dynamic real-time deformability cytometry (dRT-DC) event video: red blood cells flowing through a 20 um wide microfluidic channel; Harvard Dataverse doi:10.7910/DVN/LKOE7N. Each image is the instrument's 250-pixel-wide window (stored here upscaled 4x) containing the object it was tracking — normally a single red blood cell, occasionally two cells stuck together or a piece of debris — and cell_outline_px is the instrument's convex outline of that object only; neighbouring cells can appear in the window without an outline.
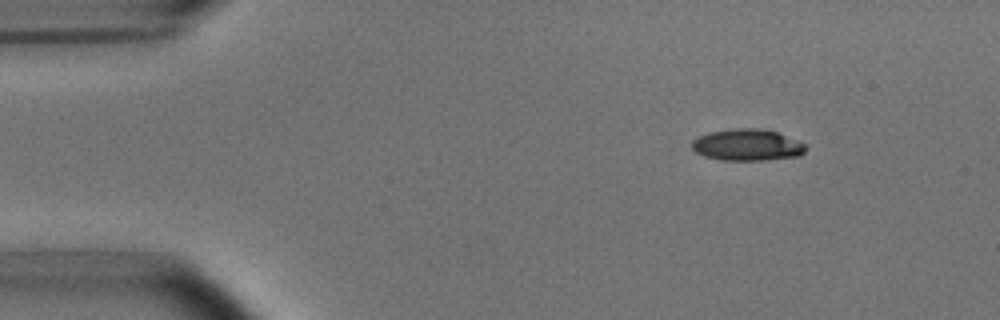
{"species": "common noctule bat (a hibernating species)", "species_latin": "Nyctalus noctula", "temperature_condition": "room temperature", "stored_images_in_passage": 4, "camera_frame_rate_fps": 3000, "um_per_image_px": 0.085, "animal": {"sex": "male", "body_mass_g": 15.6}, "frame": {"image": 1, "passage_image": 2, "time_ms": 1.0, "image_size_px": [1000, 320], "cell_outline_px": [[804, 152], [800, 156], [764, 160], [720, 160], [704, 156], [696, 152], [692, 148], [692, 140], [708, 132], [736, 128], [760, 128], [776, 132], [796, 140], [804, 144]], "centroid_in_image_um": [63.48, 12.32], "position_along_channel_um": 21.5, "area_um2": 20.81}}